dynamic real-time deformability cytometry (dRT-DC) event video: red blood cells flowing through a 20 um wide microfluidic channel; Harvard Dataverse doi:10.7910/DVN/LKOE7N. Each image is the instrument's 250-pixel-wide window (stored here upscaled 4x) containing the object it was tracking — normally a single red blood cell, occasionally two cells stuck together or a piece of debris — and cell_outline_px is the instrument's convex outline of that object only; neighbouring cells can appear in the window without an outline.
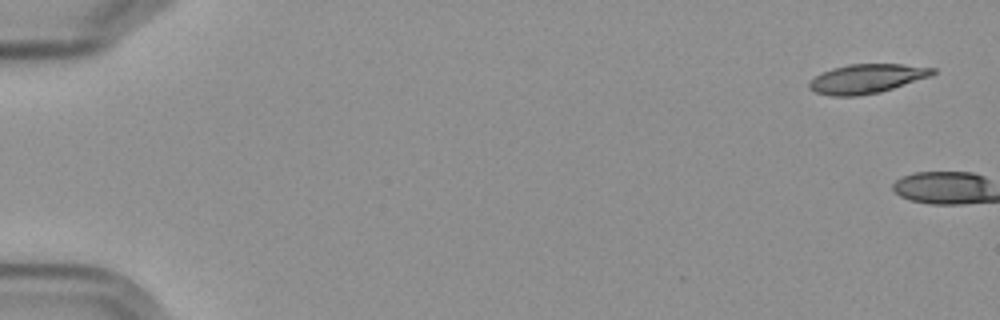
{"species": "Egyptian fruit bat (a non-hibernating species)", "species_latin": "Rousettus aegyptiacus", "temperature_condition": "cold", "stored_images_in_passage": 6, "camera_frame_rate_fps": 3000, "um_per_image_px": 0.085, "frame": {"image": 1, "passage_image": 1, "time_ms": 0.0, "image_size_px": [1000, 320], "cell_outline_px": [[936, 72], [932, 76], [880, 92], [856, 96], [832, 96], [816, 92], [808, 88], [808, 84], [816, 76], [832, 68], [848, 64], [904, 64], [936, 68]], "centroid_in_image_um": [73.71, 6.68], "position_along_channel_um": 11.3, "area_um2": 20.98}}